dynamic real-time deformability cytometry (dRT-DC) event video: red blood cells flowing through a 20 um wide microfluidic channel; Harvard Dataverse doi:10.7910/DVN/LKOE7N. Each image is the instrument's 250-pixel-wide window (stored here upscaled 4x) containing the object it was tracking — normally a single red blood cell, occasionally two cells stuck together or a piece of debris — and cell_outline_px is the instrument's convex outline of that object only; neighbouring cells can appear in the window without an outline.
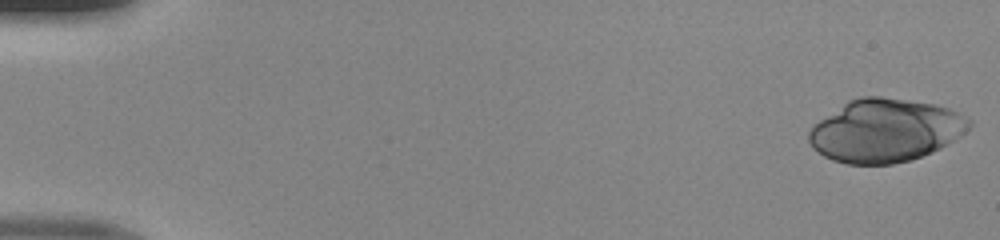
{"species": "human", "species_latin": "Homo sapiens", "temperature_condition": "room temperature", "stored_images_in_passage": 48, "camera_frame_rate_fps": 3000, "um_per_image_px": 0.085, "donor": {"sex": "male"}, "frame": {"image": 1, "passage_image": 1, "time_ms": 0.0, "image_size_px": [1000, 240], "cell_outline_px": [[972, 124], [960, 136], [940, 148], [932, 152], [908, 160], [892, 164], [848, 164], [832, 160], [824, 156], [812, 148], [808, 140], [808, 132], [812, 124], [848, 100], [860, 96], [880, 96], [936, 104], [948, 108], [972, 120]], "centroid_in_image_um": [75.2, 11.08], "position_along_channel_um": 9.8, "area_um2": 58.96}}
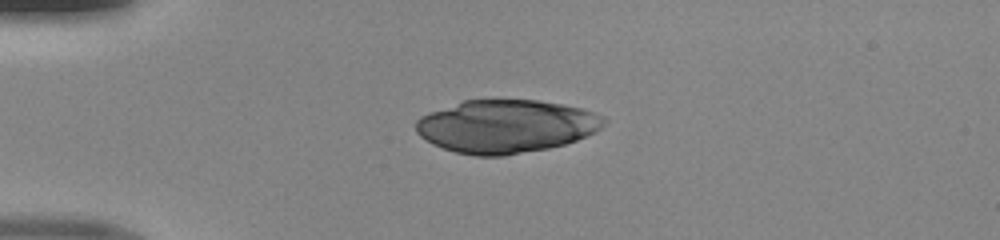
{"frame": {"image": 2, "passage_image": 12, "time_ms": 3.667, "image_size_px": [1000, 240], "cell_outline_px": [[608, 120], [596, 132], [576, 140], [564, 144], [548, 148], [504, 156], [476, 156], [456, 152], [432, 144], [420, 136], [416, 132], [416, 120], [420, 116], [428, 112], [464, 100], [540, 100], [564, 104], [580, 108], [604, 116]], "centroid_in_image_um": [43.01, 10.73], "position_along_channel_um": 42.0, "area_um2": 58.32}}
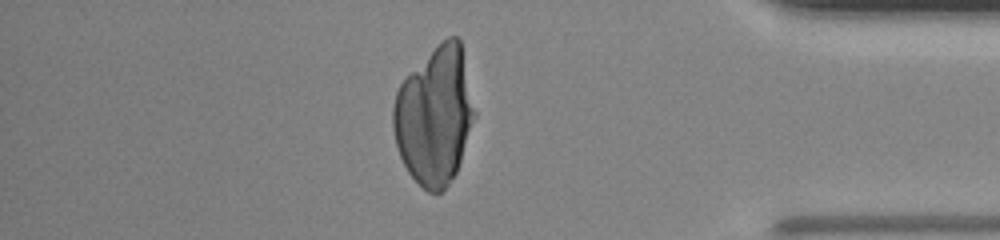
{"frame": {"image": 3, "passage_image": 42, "time_ms": 13.667, "image_size_px": [1000, 240], "cell_outline_px": [[476, 116], [456, 172], [448, 184], [440, 192], [428, 192], [408, 172], [400, 156], [396, 144], [392, 128], [392, 108], [396, 92], [400, 84], [448, 36], [456, 36], [460, 40], [476, 112]], "centroid_in_image_um": [36.94, 9.88], "position_along_channel_um": 398.3, "area_um2": 64.45}}